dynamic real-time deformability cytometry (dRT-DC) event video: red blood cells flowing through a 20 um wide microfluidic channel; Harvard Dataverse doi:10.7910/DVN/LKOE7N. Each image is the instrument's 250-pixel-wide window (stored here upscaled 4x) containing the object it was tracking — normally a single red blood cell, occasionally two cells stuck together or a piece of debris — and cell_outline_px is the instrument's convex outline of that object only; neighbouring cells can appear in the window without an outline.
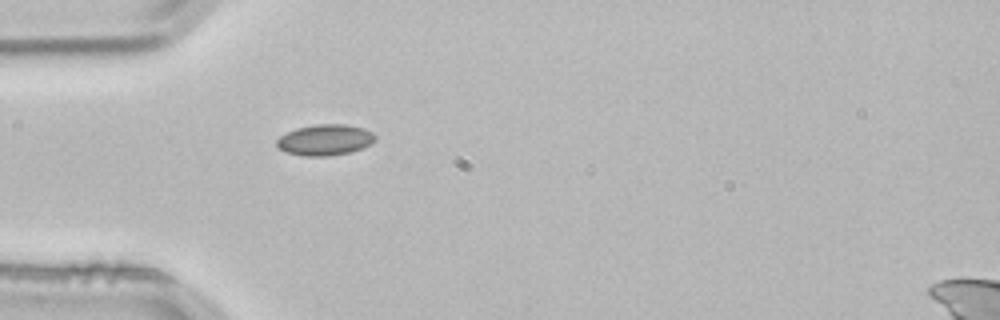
{"species": "common noctule bat (a hibernating species)", "species_latin": "Nyctalus noctula", "temperature_condition": "room temperature", "stored_images_in_passage": 1, "camera_frame_rate_fps": 3000, "um_per_image_px": 0.085, "animal": {"sex": "male", "body_mass_g": 21.5, "forearm_length_mm": 52.0}, "frame": {"image": 1, "passage_image": 1, "time_ms": 0.0, "image_size_px": [1000, 320], "cell_outline_px": [[376, 140], [364, 148], [352, 152], [328, 156], [304, 156], [284, 152], [276, 144], [276, 140], [280, 136], [296, 128], [316, 124], [344, 124], [364, 128], [372, 132], [376, 136]], "centroid_in_image_um": [27.65, 11.89], "position_along_channel_um": 57.4, "area_um2": 17.92}}